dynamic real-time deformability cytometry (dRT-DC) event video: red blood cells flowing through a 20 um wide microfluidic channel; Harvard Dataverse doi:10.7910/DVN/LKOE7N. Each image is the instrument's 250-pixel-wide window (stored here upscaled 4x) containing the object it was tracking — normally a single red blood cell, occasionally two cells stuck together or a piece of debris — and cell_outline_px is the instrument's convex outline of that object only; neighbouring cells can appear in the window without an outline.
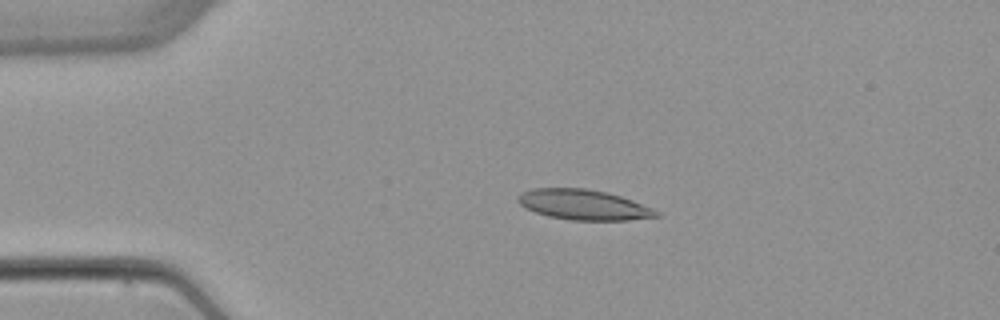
{"species": "common noctule bat (a hibernating species)", "species_latin": "Nyctalus noctula", "temperature_condition": "warm", "stored_images_in_passage": 4, "camera_frame_rate_fps": 3000, "um_per_image_px": 0.085, "animal": {"sex": "female", "body_mass_g": 22.7, "forearm_length_mm": 54.2}, "frame": {"image": 1, "passage_image": 3, "time_ms": 3.667, "image_size_px": [1000, 320], "cell_outline_px": [[660, 216], [628, 220], [572, 220], [548, 216], [536, 212], [520, 204], [516, 200], [516, 196], [520, 192], [532, 188], [584, 188], [608, 192], [632, 200], [652, 208], [660, 212]], "centroid_in_image_um": [49.58, 17.39], "position_along_channel_um": 35.4, "area_um2": 24.39}}